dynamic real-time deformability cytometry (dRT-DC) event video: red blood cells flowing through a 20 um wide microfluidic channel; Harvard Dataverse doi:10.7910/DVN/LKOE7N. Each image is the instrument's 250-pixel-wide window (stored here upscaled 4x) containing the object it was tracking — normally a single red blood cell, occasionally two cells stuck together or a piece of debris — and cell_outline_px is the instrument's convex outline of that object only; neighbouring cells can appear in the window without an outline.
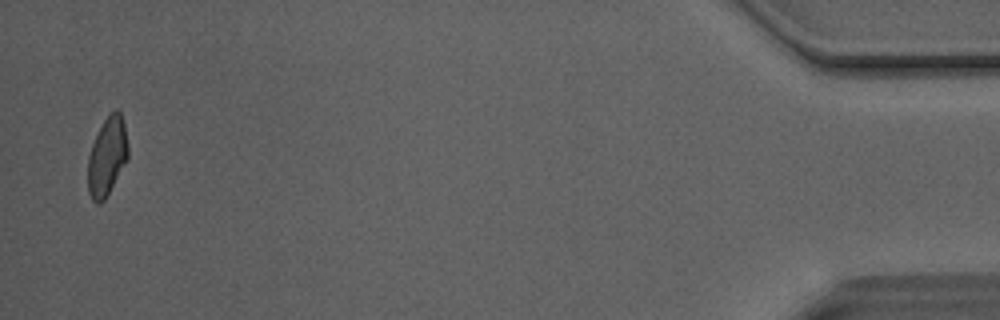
{"species": "Egyptian fruit bat (a non-hibernating species)", "species_latin": "Rousettus aegyptiacus", "temperature_condition": "room temperature", "stored_images_in_passage": 15, "camera_frame_rate_fps": 3000, "um_per_image_px": 0.085, "animal": {"sex": "male"}, "frame": {"image": 1, "passage_image": 15, "time_ms": 4.667, "image_size_px": [1000, 320], "cell_outline_px": [[128, 160], [104, 200], [100, 204], [96, 204], [92, 200], [88, 192], [88, 156], [92, 144], [104, 120], [116, 108], [120, 112], [124, 124], [128, 144]], "centroid_in_image_um": [9.11, 13.33], "position_along_channel_um": 426.1, "area_um2": 18.32}}